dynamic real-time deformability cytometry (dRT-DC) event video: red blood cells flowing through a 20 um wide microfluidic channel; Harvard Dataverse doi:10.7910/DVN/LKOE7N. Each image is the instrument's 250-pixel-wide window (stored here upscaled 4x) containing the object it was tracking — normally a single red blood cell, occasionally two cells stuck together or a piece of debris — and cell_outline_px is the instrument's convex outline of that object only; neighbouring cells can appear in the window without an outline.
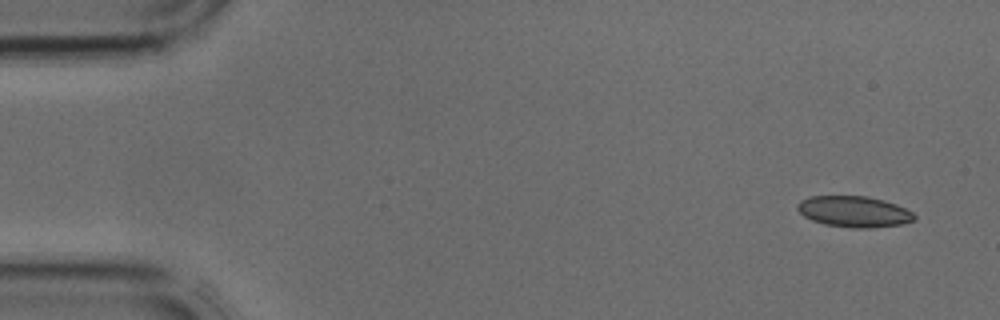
{"species": "common noctule bat (a hibernating species)", "species_latin": "Nyctalus noctula", "temperature_condition": "cold", "stored_images_in_passage": 2, "camera_frame_rate_fps": 3000, "um_per_image_px": 0.085, "animal": {"sex": "male", "body_mass_g": 17.9, "forearm_length_mm": 54.2}, "frame": {"image": 1, "passage_image": 1, "time_ms": 0.0, "image_size_px": [1000, 320], "cell_outline_px": [[916, 220], [900, 224], [872, 228], [852, 228], [824, 224], [812, 220], [804, 216], [796, 208], [796, 204], [800, 200], [812, 196], [868, 196], [884, 200], [896, 204], [912, 212], [916, 216]], "centroid_in_image_um": [72.59, 17.98], "position_along_channel_um": 12.4, "area_um2": 21.21}}